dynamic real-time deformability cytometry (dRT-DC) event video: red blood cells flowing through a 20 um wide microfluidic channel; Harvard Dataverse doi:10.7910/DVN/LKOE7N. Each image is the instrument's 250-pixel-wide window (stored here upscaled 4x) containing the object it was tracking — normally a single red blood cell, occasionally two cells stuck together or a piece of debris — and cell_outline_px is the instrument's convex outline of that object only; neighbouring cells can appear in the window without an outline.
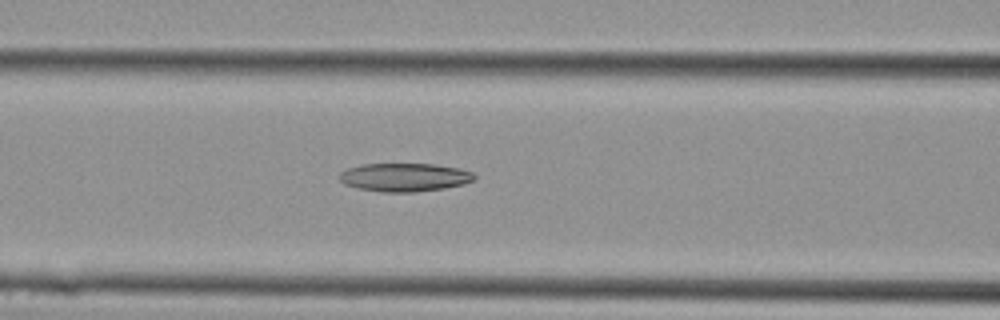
{"species": "Egyptian fruit bat (a non-hibernating species)", "species_latin": "Rousettus aegyptiacus", "temperature_condition": "cold", "stored_images_in_passage": 9, "camera_frame_rate_fps": 3000, "um_per_image_px": 0.085, "animal": {"sex": "female"}, "frame": {"image": 1, "passage_image": 7, "time_ms": 2.0, "image_size_px": [1000, 320], "cell_outline_px": [[476, 176], [472, 180], [464, 184], [444, 188], [412, 192], [384, 192], [360, 188], [344, 184], [340, 180], [340, 172], [348, 168], [360, 164], [436, 164], [460, 168], [472, 172]], "centroid_in_image_um": [34.39, 15.06], "position_along_channel_um": 132.2, "area_um2": 22.2}}
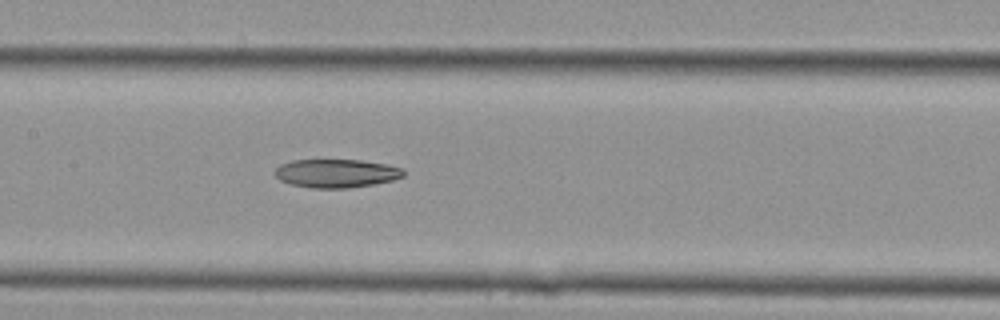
{"frame": {"image": 2, "passage_image": 9, "time_ms": 2.667, "image_size_px": [1000, 320], "cell_outline_px": [[404, 176], [392, 180], [372, 184], [348, 188], [312, 188], [292, 184], [280, 180], [272, 172], [280, 164], [292, 160], [360, 160], [388, 164], [404, 168]], "centroid_in_image_um": [28.58, 14.72], "position_along_channel_um": 178.8, "area_um2": 21.39}}